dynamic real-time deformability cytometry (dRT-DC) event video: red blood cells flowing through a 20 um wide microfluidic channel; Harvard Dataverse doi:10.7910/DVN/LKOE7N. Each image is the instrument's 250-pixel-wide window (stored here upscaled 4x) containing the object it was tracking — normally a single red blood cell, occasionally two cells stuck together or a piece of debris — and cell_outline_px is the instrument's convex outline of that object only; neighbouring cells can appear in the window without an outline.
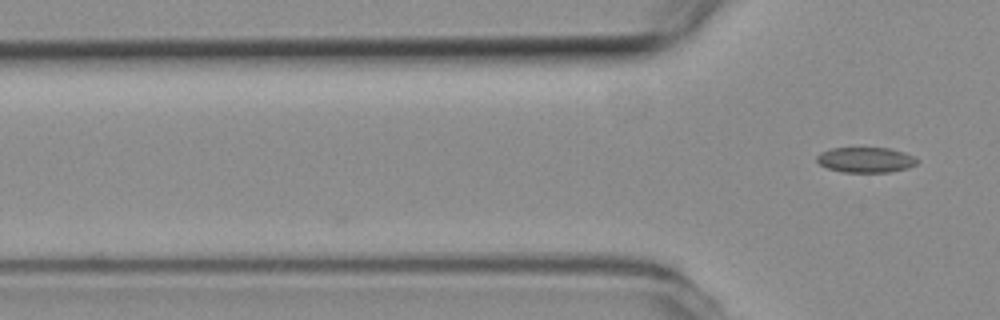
{"species": "common noctule bat (a hibernating species)", "species_latin": "Nyctalus noctula", "temperature_condition": "room temperature", "stored_images_in_passage": 3, "camera_frame_rate_fps": 3000, "um_per_image_px": 0.085, "animal": {"sex": "female", "body_mass_g": 19.3, "forearm_length_mm": 54.1}, "frame": {"image": 1, "passage_image": 3, "time_ms": 0.667, "image_size_px": [1000, 320], "cell_outline_px": [[920, 160], [916, 164], [908, 168], [892, 172], [844, 172], [828, 168], [820, 164], [816, 160], [816, 156], [820, 152], [832, 148], [888, 148], [904, 152]], "centroid_in_image_um": [73.59, 13.59], "position_along_channel_um": 52.2, "area_um2": 14.8}}